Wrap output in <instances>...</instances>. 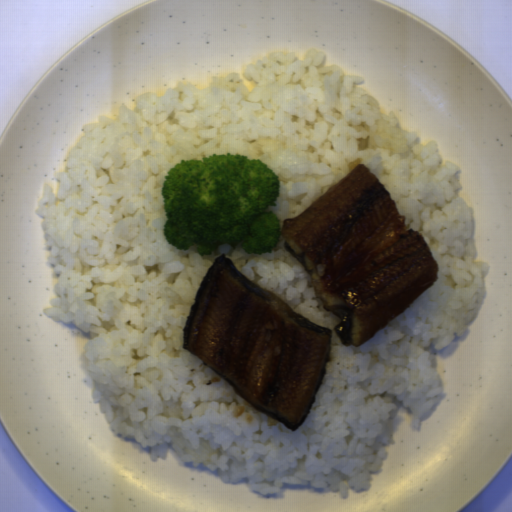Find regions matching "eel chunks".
<instances>
[{
    "instance_id": "eel-chunks-1",
    "label": "eel chunks",
    "mask_w": 512,
    "mask_h": 512,
    "mask_svg": "<svg viewBox=\"0 0 512 512\" xmlns=\"http://www.w3.org/2000/svg\"><path fill=\"white\" fill-rule=\"evenodd\" d=\"M363 163L307 210L282 223L283 248L306 268L316 299L341 322L344 346H361L438 279L422 232Z\"/></svg>"
},
{
    "instance_id": "eel-chunks-2",
    "label": "eel chunks",
    "mask_w": 512,
    "mask_h": 512,
    "mask_svg": "<svg viewBox=\"0 0 512 512\" xmlns=\"http://www.w3.org/2000/svg\"><path fill=\"white\" fill-rule=\"evenodd\" d=\"M331 341V329L295 313L238 271L223 252L195 295L182 349L254 408L295 431L316 403Z\"/></svg>"
}]
</instances>
